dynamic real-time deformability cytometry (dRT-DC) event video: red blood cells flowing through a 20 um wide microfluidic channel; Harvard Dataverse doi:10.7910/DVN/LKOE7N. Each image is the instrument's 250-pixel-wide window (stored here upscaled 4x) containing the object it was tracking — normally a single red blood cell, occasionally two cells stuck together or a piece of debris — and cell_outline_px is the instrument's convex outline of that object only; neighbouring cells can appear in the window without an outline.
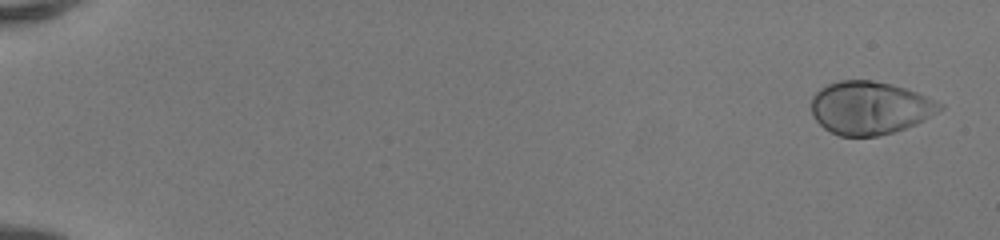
{"species": "human", "species_latin": "Homo sapiens", "temperature_condition": "room temperature", "stored_images_in_passage": 51, "camera_frame_rate_fps": 3000, "um_per_image_px": 0.085, "donor": {"sex": "female"}, "frame": {"image": 1, "passage_image": 2, "time_ms": 0.333, "image_size_px": [1000, 240], "cell_outline_px": [[944, 108], [924, 120], [916, 124], [880, 136], [840, 136], [824, 128], [816, 120], [812, 112], [812, 96], [820, 88], [828, 84], [840, 80], [872, 80], [892, 84], [916, 92], [944, 104]], "centroid_in_image_um": [73.94, 9.16], "position_along_channel_um": 11.1, "area_um2": 39.59}}
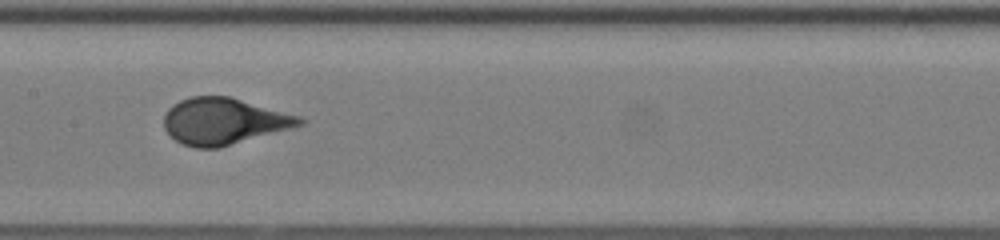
{"frame": {"image": 2, "passage_image": 28, "time_ms": 9.0, "image_size_px": [1000, 240], "cell_outline_px": [[308, 120], [304, 124], [292, 128], [220, 148], [196, 148], [184, 144], [176, 140], [164, 128], [164, 116], [168, 108], [172, 104], [180, 100], [192, 96], [228, 96], [300, 116]], "centroid_in_image_um": [19.04, 10.31], "position_along_channel_um": 188.4, "area_um2": 36.76}}
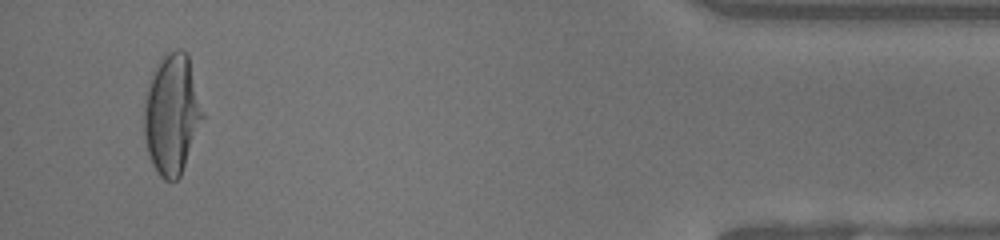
{"frame": {"image": 3, "passage_image": 49, "time_ms": 16.0, "image_size_px": [1000, 240], "cell_outline_px": [[204, 116], [180, 176], [176, 180], [164, 180], [160, 176], [152, 164], [148, 152], [144, 136], [144, 96], [152, 72], [160, 60], [168, 52], [176, 48], [180, 48], [188, 52], [204, 112]], "centroid_in_image_um": [14.61, 9.66], "position_along_channel_um": 420.6, "area_um2": 41.21}, "authors_computed_cell_mechanics": {"area_um2": 37.57, "velocity_mm_per_s": 4.1491, "shape_relaxation_time_tau1_ms": 3.4988, "shape_relaxation_time_tau2_ms": null, "deformation_change_tau1": 0.214, "deformation_change_tau2": null}}